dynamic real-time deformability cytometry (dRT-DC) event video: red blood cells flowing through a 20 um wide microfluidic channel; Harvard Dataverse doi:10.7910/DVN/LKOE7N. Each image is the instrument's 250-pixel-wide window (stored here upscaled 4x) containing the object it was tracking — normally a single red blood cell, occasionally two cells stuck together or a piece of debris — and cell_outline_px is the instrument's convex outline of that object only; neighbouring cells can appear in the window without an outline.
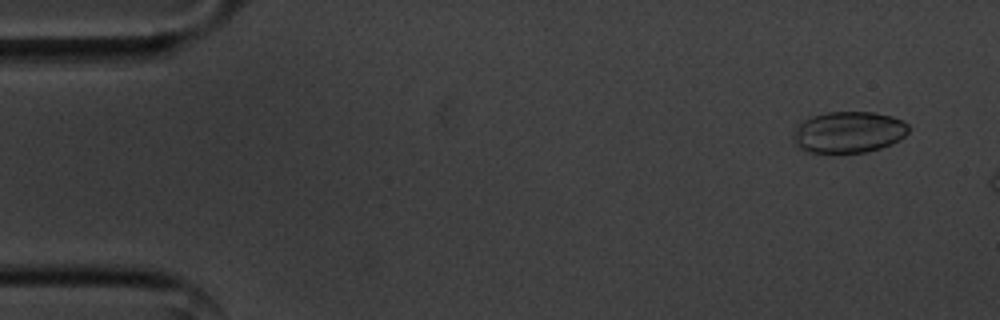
{"species": "common noctule bat (a hibernating species)", "species_latin": "Nyctalus noctula", "temperature_condition": "cold", "stored_images_in_passage": 8, "camera_frame_rate_fps": 3000, "um_per_image_px": 0.085, "animal": {"sex": "male", "body_mass_g": 20.1, "forearm_length_mm": 53.5}, "frame": {"image": 1, "passage_image": 3, "time_ms": 0.667, "image_size_px": [1000, 320], "cell_outline_px": [[908, 132], [900, 140], [892, 144], [880, 148], [864, 152], [832, 156], [808, 152], [800, 148], [796, 144], [792, 136], [792, 132], [796, 124], [812, 116], [828, 112], [872, 112], [892, 116], [904, 120], [908, 124]], "centroid_in_image_um": [72.09, 11.27], "position_along_channel_um": 12.9, "area_um2": 28.73}}